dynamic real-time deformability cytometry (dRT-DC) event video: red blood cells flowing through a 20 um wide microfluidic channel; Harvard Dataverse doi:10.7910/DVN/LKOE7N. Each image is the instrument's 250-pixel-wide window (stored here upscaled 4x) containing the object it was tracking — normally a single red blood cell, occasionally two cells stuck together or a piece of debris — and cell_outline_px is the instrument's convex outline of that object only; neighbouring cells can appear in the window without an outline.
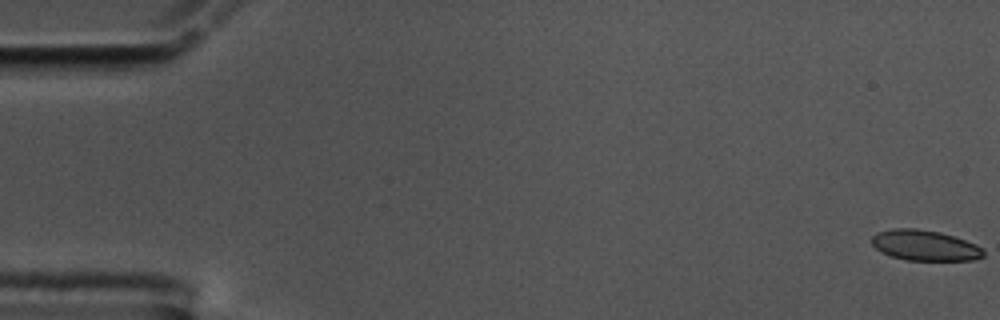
{"species": "common noctule bat (a hibernating species)", "species_latin": "Nyctalus noctula", "temperature_condition": "cold", "stored_images_in_passage": 53, "camera_frame_rate_fps": 3000, "um_per_image_px": 0.085, "animal": {"sex": "male", "body_mass_g": 17.5, "forearm_length_mm": 52.3}, "frame": {"image": 1, "passage_image": 1, "time_ms": 0.0, "image_size_px": [1000, 320], "cell_outline_px": [[984, 256], [972, 260], [908, 260], [892, 256], [880, 252], [872, 244], [872, 236], [876, 232], [892, 228], [916, 228], [940, 232], [976, 244], [984, 248]], "centroid_in_image_um": [78.6, 20.85], "position_along_channel_um": 6.4, "area_um2": 19.88}}
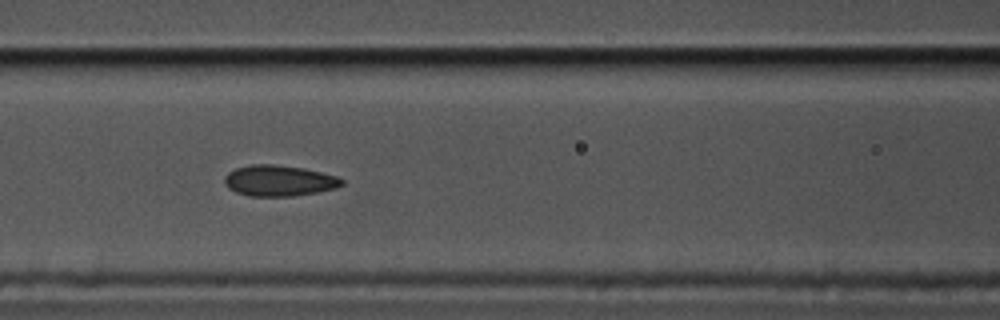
{"frame": {"image": 2, "passage_image": 25, "time_ms": 8.0, "image_size_px": [1000, 320], "cell_outline_px": [[344, 184], [336, 188], [316, 192], [292, 196], [252, 196], [236, 192], [228, 188], [224, 184], [224, 176], [228, 172], [236, 168], [252, 164], [276, 164], [304, 168], [340, 176], [344, 180]], "centroid_in_image_um": [23.73, 15.34], "position_along_channel_um": 142.9, "area_um2": 21.33}}
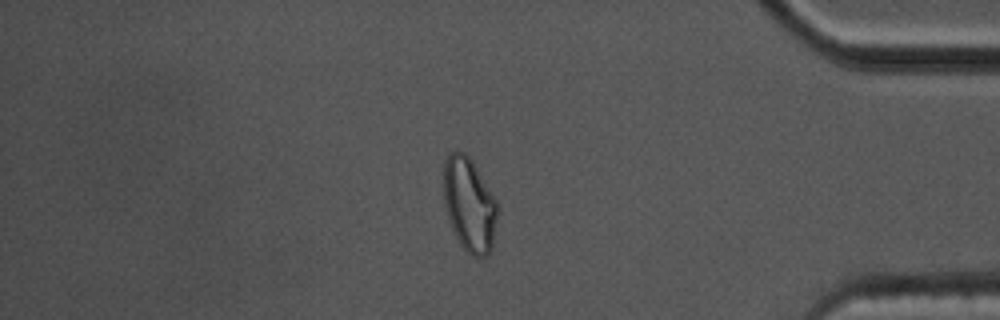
{"frame": {"image": 3, "passage_image": 49, "time_ms": 16.0, "image_size_px": [1000, 320], "cell_outline_px": [[496, 220], [492, 248], [488, 256], [472, 256], [460, 244], [448, 220], [444, 204], [444, 160], [452, 152], [464, 152], [472, 160], [496, 200]], "centroid_in_image_um": [39.88, 17.4], "position_along_channel_um": 395.3, "area_um2": 29.13}}